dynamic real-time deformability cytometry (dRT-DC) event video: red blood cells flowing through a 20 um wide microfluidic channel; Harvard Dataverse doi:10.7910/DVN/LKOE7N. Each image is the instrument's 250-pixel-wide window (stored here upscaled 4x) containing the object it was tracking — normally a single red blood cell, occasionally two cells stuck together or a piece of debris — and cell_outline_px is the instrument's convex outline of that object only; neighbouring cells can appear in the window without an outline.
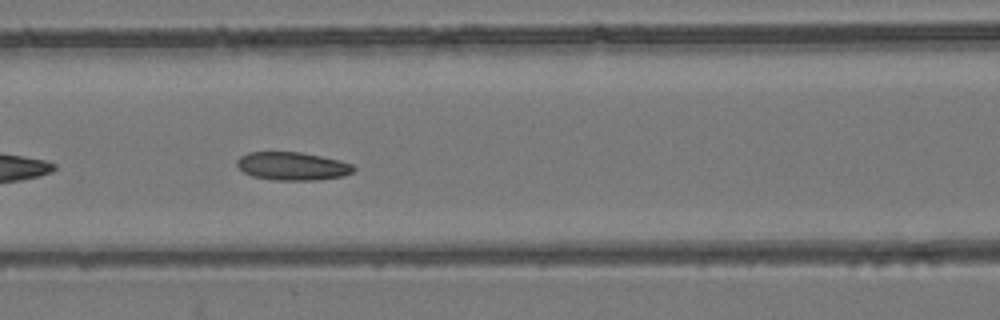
{"species": "common noctule bat (a hibernating species)", "species_latin": "Nyctalus noctula", "temperature_condition": "room temperature", "stored_images_in_passage": 10, "camera_frame_rate_fps": 3000, "um_per_image_px": 0.085, "animal": {"sex": "female", "body_mass_g": 24.6, "forearm_length_mm": 56.2}, "frame": {"image": 1, "passage_image": 6, "time_ms": 5.667, "image_size_px": [1000, 320], "cell_outline_px": [[356, 168], [352, 172], [344, 176], [316, 180], [272, 180], [252, 176], [244, 172], [236, 164], [236, 160], [240, 156], [248, 152], [300, 152], [340, 160], [352, 164]], "centroid_in_image_um": [24.85, 14.12], "position_along_channel_um": 141.8, "area_um2": 19.19}}
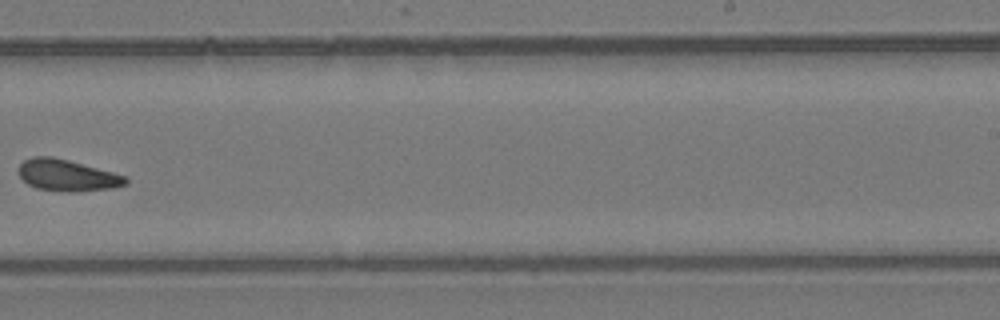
{"frame": {"image": 2, "passage_image": 9, "time_ms": 9.333, "image_size_px": [1000, 320], "cell_outline_px": [[128, 184], [112, 188], [76, 192], [64, 192], [36, 188], [28, 184], [20, 176], [20, 164], [24, 160], [32, 156], [52, 156], [68, 160], [112, 172], [124, 176], [128, 180]], "centroid_in_image_um": [5.7, 14.91], "position_along_channel_um": 283.3, "area_um2": 19.54}}
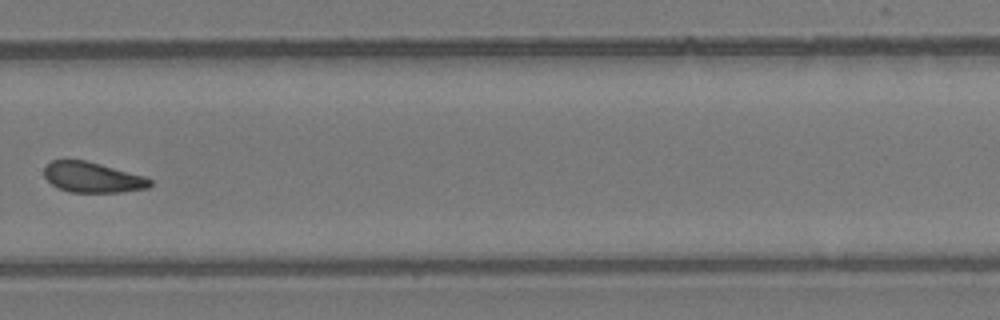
{"frame": {"image": 3, "passage_image": 10, "time_ms": 10.333, "image_size_px": [1000, 320], "cell_outline_px": [[152, 184], [148, 188], [124, 192], [68, 192], [52, 184], [44, 176], [44, 168], [52, 160], [84, 160], [100, 164], [144, 176], [152, 180]], "centroid_in_image_um": [7.87, 15.08], "position_along_channel_um": 321.9, "area_um2": 18.61}}